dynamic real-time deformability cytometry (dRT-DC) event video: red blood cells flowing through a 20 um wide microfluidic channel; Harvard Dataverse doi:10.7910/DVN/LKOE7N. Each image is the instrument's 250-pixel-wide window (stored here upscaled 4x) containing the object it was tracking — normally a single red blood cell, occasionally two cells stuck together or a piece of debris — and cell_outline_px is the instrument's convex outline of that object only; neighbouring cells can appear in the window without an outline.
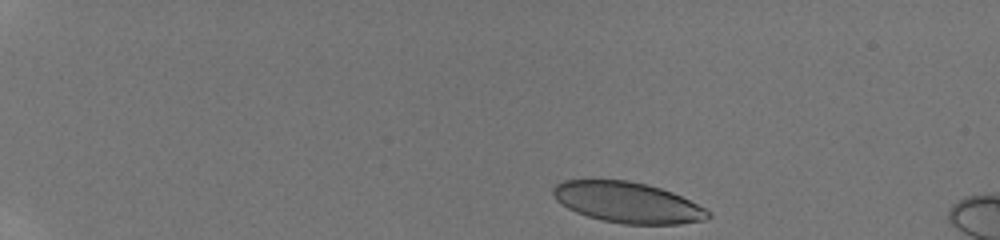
{"species": "human", "species_latin": "Homo sapiens", "temperature_condition": "room temperature", "stored_images_in_passage": 33, "camera_frame_rate_fps": 3000, "um_per_image_px": 0.085, "donor": {"sex": "male"}, "frame": {"image": 1, "passage_image": 1, "time_ms": 0.0, "image_size_px": [1000, 240], "cell_outline_px": [[712, 216], [704, 220], [680, 224], [624, 224], [600, 220], [576, 212], [568, 208], [556, 200], [552, 196], [552, 188], [556, 184], [564, 180], [628, 180], [648, 184], [672, 192], [712, 212]], "centroid_in_image_um": [53.33, 17.21], "position_along_channel_um": 31.7, "area_um2": 36.82}}
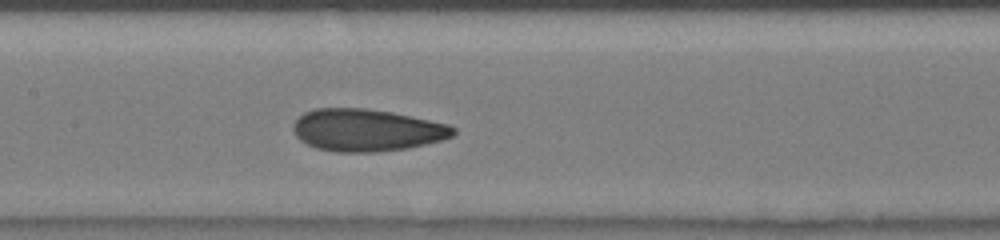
{"frame": {"image": 2, "passage_image": 15, "time_ms": 6.333, "image_size_px": [1000, 240], "cell_outline_px": [[456, 132], [452, 136], [440, 140], [408, 148], [376, 152], [336, 152], [316, 148], [300, 140], [296, 136], [292, 128], [292, 124], [304, 112], [316, 108], [364, 108], [392, 112], [448, 124], [456, 128]], "centroid_in_image_um": [31.15, 11.06], "position_along_channel_um": 176.3, "area_um2": 39.36}}
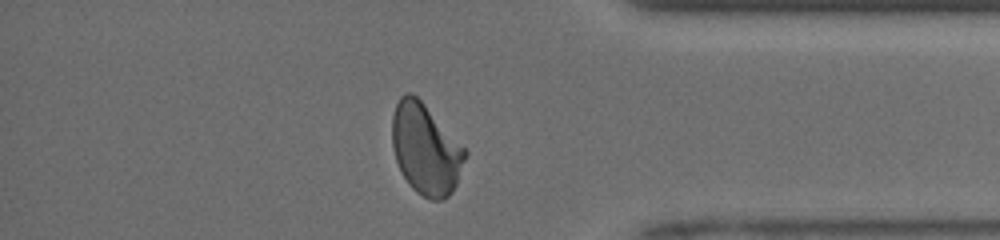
{"frame": {"image": 3, "passage_image": 29, "time_ms": 12.0, "image_size_px": [1000, 240], "cell_outline_px": [[468, 152], [456, 184], [452, 192], [444, 200], [432, 200], [416, 192], [408, 184], [396, 160], [392, 144], [392, 116], [396, 104], [400, 96], [404, 92], [412, 92], [424, 104]], "centroid_in_image_um": [36.16, 12.68], "position_along_channel_um": 399.0, "area_um2": 38.21}, "authors_computed_cell_mechanics": {"area_um2": 38.2636, "velocity_mm_per_s": 4.1172, "shape_relaxation_time_tau1_ms": 6.9999, "shape_relaxation_time_tau2_ms": 1.0126, "deformation_change_tau1": 0.1998, "deformation_change_tau2": 0.0734}}